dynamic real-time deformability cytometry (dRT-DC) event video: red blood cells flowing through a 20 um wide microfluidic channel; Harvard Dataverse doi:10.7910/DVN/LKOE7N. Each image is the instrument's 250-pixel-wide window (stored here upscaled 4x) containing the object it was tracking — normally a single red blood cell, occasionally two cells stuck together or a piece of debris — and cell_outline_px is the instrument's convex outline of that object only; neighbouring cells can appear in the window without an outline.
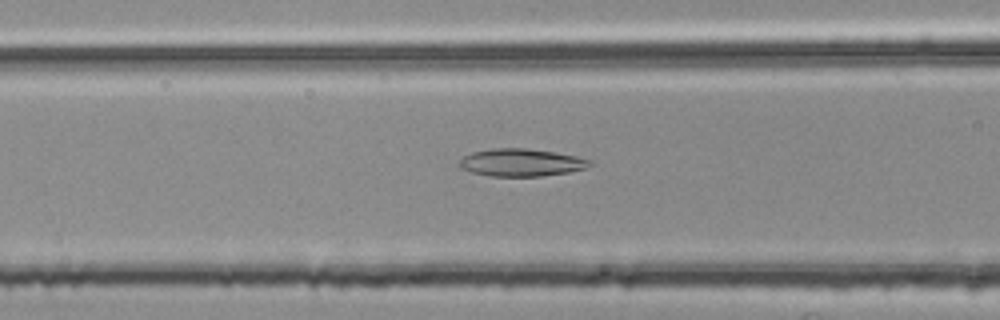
{"species": "common noctule bat (a hibernating species)", "species_latin": "Nyctalus noctula", "temperature_condition": "room temperature", "stored_images_in_passage": 26, "camera_frame_rate_fps": 3000, "um_per_image_px": 0.085, "animal": {"sex": "female", "body_mass_g": 25.1}, "frame": {"image": 1, "passage_image": 5, "time_ms": 1.333, "image_size_px": [1000, 320], "cell_outline_px": [[592, 164], [588, 168], [568, 172], [540, 176], [492, 176], [472, 172], [460, 168], [460, 160], [464, 156], [472, 152], [488, 148], [524, 148], [552, 152], [576, 156], [592, 160]], "centroid_in_image_um": [44.31, 13.81], "position_along_channel_um": 122.3, "area_um2": 20.87}}
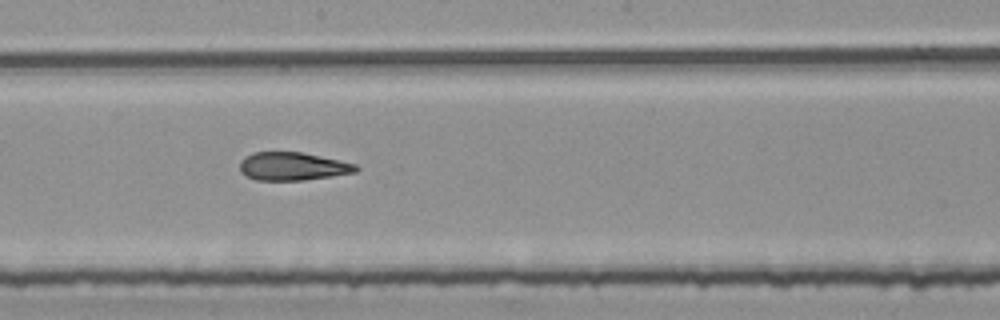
{"frame": {"image": 2, "passage_image": 13, "time_ms": 4.0, "image_size_px": [1000, 320], "cell_outline_px": [[360, 168], [356, 172], [332, 176], [304, 180], [256, 180], [240, 172], [240, 160], [244, 156], [252, 152], [300, 152], [320, 156], [356, 164]], "centroid_in_image_um": [24.86, 14.14], "position_along_channel_um": 223.3, "area_um2": 19.02}}
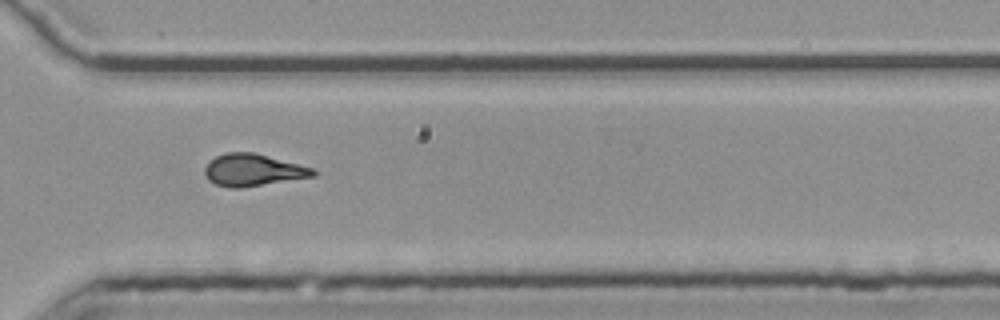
{"frame": {"image": 3, "passage_image": 23, "time_ms": 7.333, "image_size_px": [1000, 320], "cell_outline_px": [[316, 176], [240, 188], [232, 188], [216, 184], [208, 180], [204, 172], [204, 168], [216, 156], [228, 152], [252, 152], [312, 168], [316, 172]], "centroid_in_image_um": [21.48, 14.46], "position_along_channel_um": 349.1, "area_um2": 19.88}, "authors_computed_cell_mechanics": {"area_um2": 19.7098, "velocity_mm_per_s": 3.7835, "shape_relaxation_time_tau1_ms": null, "shape_relaxation_time_tau2_ms": 2.1267, "deformation_change_tau1": null, "deformation_change_tau2": 0.098}}